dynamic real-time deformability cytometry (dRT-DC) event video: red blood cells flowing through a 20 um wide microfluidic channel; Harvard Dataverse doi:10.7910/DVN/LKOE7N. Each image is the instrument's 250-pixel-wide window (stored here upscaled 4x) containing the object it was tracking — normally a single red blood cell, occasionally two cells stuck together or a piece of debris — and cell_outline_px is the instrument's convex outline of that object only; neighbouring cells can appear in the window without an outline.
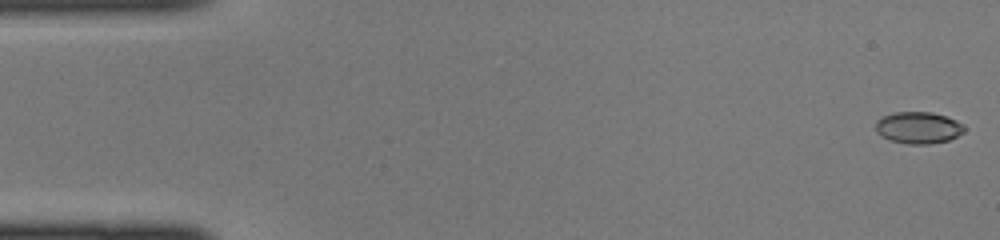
{"species": "common noctule bat (a hibernating species)", "species_latin": "Nyctalus noctula", "temperature_condition": "cold", "stored_images_in_passage": 44, "camera_frame_rate_fps": 3000, "um_per_image_px": 0.085, "animal": {"sex": "female", "body_mass_g": 22.0, "forearm_length_mm": 56.7}, "frame": {"image": 1, "passage_image": 1, "time_ms": 0.0, "image_size_px": [1000, 240], "cell_outline_px": [[964, 132], [948, 140], [932, 144], [908, 144], [892, 140], [876, 132], [876, 120], [884, 116], [896, 112], [932, 112], [956, 120], [964, 128]], "centroid_in_image_um": [78.05, 10.85], "position_along_channel_um": 6.9, "area_um2": 16.13}}
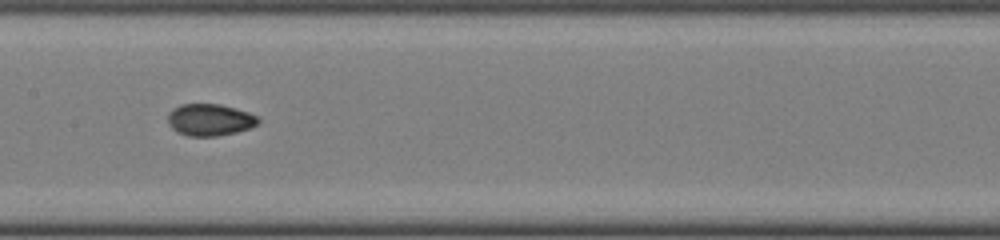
{"frame": {"image": 2, "passage_image": 22, "time_ms": 7.0, "image_size_px": [1000, 240], "cell_outline_px": [[260, 124], [236, 132], [216, 136], [188, 136], [176, 132], [168, 124], [168, 112], [172, 108], [180, 104], [220, 104], [236, 108], [260, 116]], "centroid_in_image_um": [17.84, 10.18], "position_along_channel_um": 189.6, "area_um2": 17.05}}
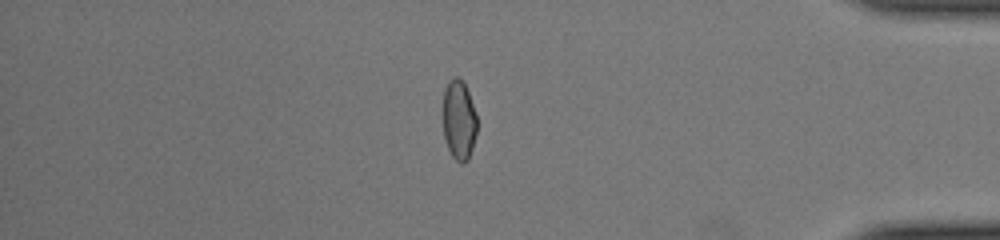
{"frame": {"image": 3, "passage_image": 38, "time_ms": 12.333, "image_size_px": [1000, 240], "cell_outline_px": [[476, 132], [472, 148], [468, 160], [464, 164], [460, 164], [452, 156], [444, 140], [440, 112], [444, 88], [448, 80], [452, 76], [460, 76], [468, 92], [476, 116]], "centroid_in_image_um": [38.93, 10.17], "position_along_channel_um": 396.3, "area_um2": 16.53}}